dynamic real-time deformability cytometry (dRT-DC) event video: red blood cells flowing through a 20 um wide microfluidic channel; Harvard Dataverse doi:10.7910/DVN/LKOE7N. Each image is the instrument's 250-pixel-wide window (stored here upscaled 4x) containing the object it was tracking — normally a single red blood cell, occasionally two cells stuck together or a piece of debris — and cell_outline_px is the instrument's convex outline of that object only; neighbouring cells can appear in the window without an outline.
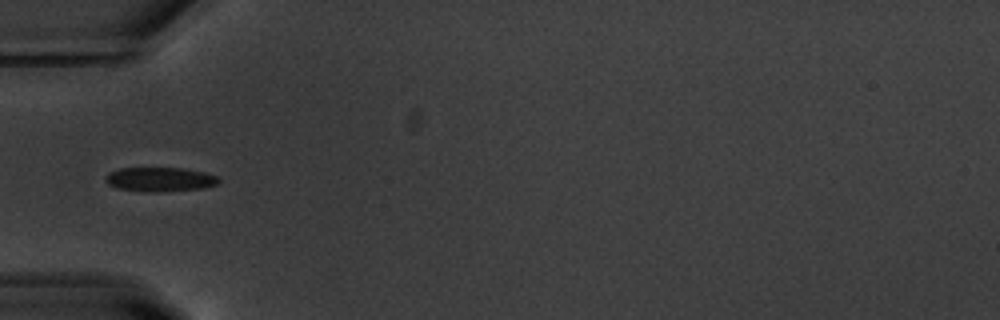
{"species": "common noctule bat (a hibernating species)", "species_latin": "Nyctalus noctula", "temperature_condition": "warm", "stored_images_in_passage": 37, "camera_frame_rate_fps": 3000, "um_per_image_px": 0.085, "animal": {"sex": "male", "body_mass_g": 20.1, "forearm_length_mm": 53.5}, "frame": {"image": 1, "passage_image": 1, "time_ms": 0.0, "image_size_px": [1000, 320], "cell_outline_px": [[220, 184], [204, 188], [156, 192], [148, 192], [116, 188], [108, 184], [104, 180], [108, 172], [120, 168], [184, 168], [204, 172], [216, 176], [220, 180]], "centroid_in_image_um": [13.59, 15.25], "position_along_channel_um": 71.4, "area_um2": 16.13}}
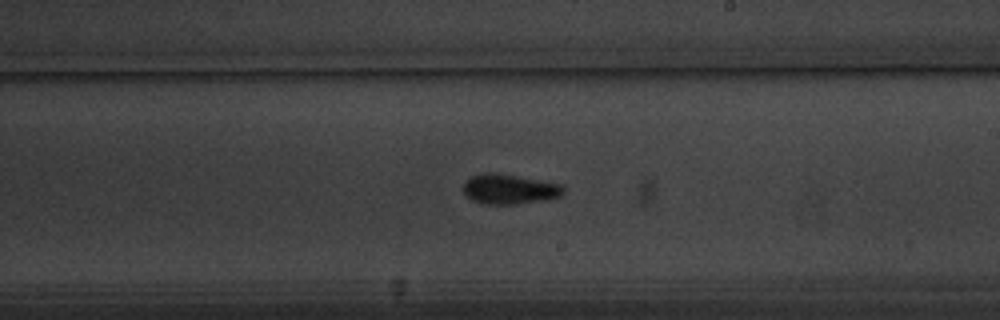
{"frame": {"image": 2, "passage_image": 15, "time_ms": 4.667, "image_size_px": [1000, 320], "cell_outline_px": [[564, 192], [560, 196], [544, 200], [516, 204], [484, 204], [472, 200], [464, 192], [464, 180], [472, 176], [484, 172], [496, 172], [564, 184]], "centroid_in_image_um": [43.31, 16.06], "position_along_channel_um": 245.7, "area_um2": 17.63}}
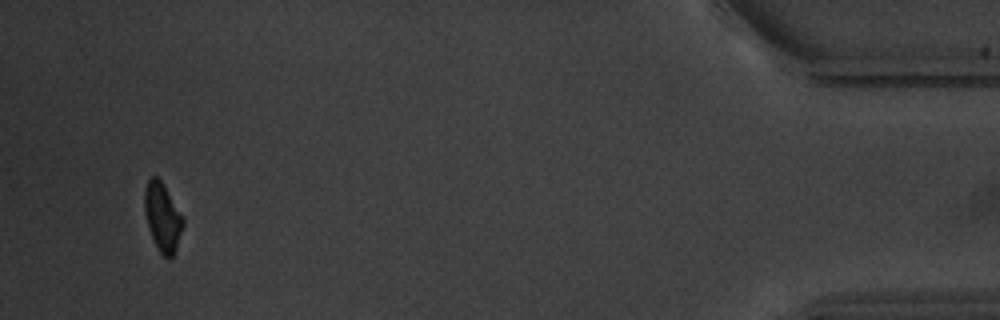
{"frame": {"image": 3, "passage_image": 35, "time_ms": 11.333, "image_size_px": [1000, 320], "cell_outline_px": [[184, 224], [176, 248], [172, 256], [168, 260], [160, 252], [152, 236], [144, 212], [144, 192], [148, 180], [152, 176], [156, 176], [164, 184], [184, 216]], "centroid_in_image_um": [13.83, 18.42], "position_along_channel_um": 421.4, "area_um2": 15.32}, "authors_computed_cell_mechanics": {"area_um2": 16.4152, "velocity_mm_per_s": 3.7189, "shape_relaxation_time_tau1_ms": 2.5233, "shape_relaxation_time_tau2_ms": null, "deformation_change_tau1": 0.0933, "deformation_change_tau2": null}}